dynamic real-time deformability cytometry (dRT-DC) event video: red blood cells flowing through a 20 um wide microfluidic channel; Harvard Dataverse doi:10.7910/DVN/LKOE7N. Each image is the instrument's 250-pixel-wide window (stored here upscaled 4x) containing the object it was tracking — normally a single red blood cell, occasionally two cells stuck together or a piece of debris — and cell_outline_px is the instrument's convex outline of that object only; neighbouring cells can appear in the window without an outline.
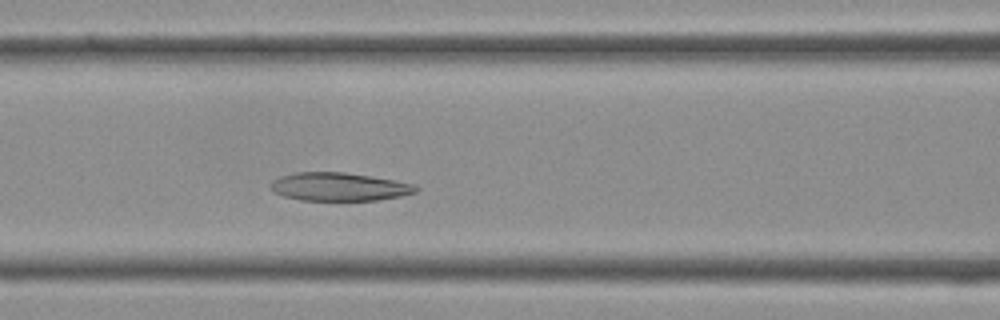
{"species": "Egyptian fruit bat (a non-hibernating species)", "species_latin": "Rousettus aegyptiacus", "temperature_condition": "cold", "stored_images_in_passage": 35, "camera_frame_rate_fps": 3000, "um_per_image_px": 0.085, "frame": {"image": 1, "passage_image": 12, "time_ms": 3.667, "image_size_px": [1000, 320], "cell_outline_px": [[420, 188], [416, 192], [400, 196], [380, 200], [300, 200], [284, 196], [272, 192], [272, 180], [280, 176], [296, 172], [344, 172], [396, 180], [412, 184]], "centroid_in_image_um": [28.82, 15.87], "position_along_channel_um": 137.8, "area_um2": 23.87}}
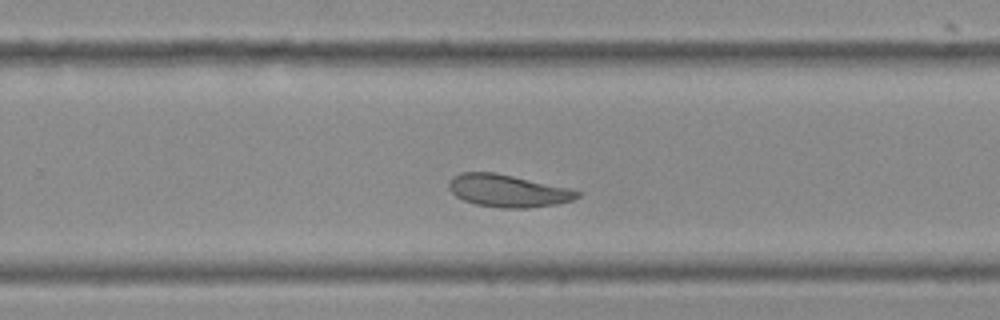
{"frame": {"image": 2, "passage_image": 21, "time_ms": 6.667, "image_size_px": [1000, 320], "cell_outline_px": [[580, 196], [572, 200], [556, 204], [528, 208], [500, 208], [476, 204], [464, 200], [456, 196], [448, 188], [448, 180], [452, 176], [460, 172], [496, 172], [568, 188], [580, 192]], "centroid_in_image_um": [43.12, 16.21], "position_along_channel_um": 286.7, "area_um2": 24.28}}
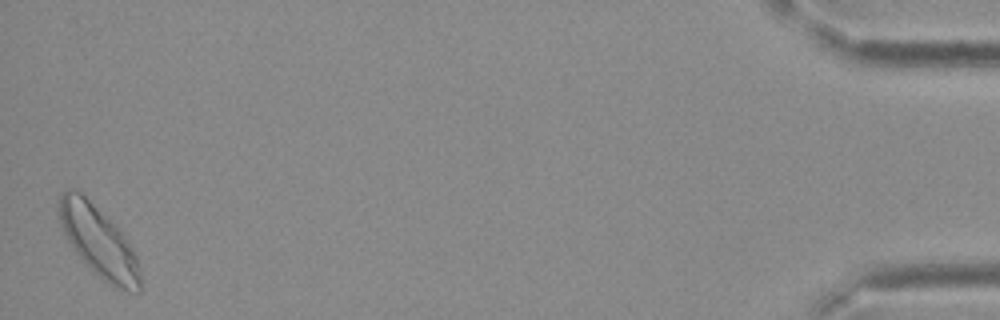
{"frame": {"image": 3, "passage_image": 35, "time_ms": 11.333, "image_size_px": [1000, 320], "cell_outline_px": [[140, 292], [128, 292], [104, 280], [92, 272], [76, 252], [64, 236], [60, 228], [56, 216], [56, 204], [60, 196], [68, 188], [76, 188], [124, 236], [132, 248], [136, 256], [140, 272]], "centroid_in_image_um": [8.3, 20.52], "position_along_channel_um": 426.9, "area_um2": 33.23}}